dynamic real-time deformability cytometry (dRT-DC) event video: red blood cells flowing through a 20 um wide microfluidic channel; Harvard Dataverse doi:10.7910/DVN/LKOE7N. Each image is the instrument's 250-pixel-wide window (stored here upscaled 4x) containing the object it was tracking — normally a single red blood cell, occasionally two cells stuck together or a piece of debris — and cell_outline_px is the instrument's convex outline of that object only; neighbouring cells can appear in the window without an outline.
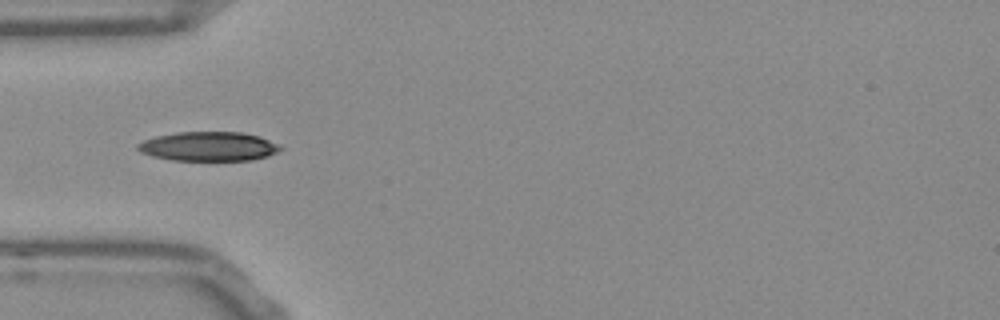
{"species": "Egyptian fruit bat (a non-hibernating species)", "species_latin": "Rousettus aegyptiacus", "temperature_condition": "room temperature", "stored_images_in_passage": 14, "camera_frame_rate_fps": 3000, "um_per_image_px": 0.085, "frame": {"image": 1, "passage_image": 3, "time_ms": 0.667, "image_size_px": [1000, 320], "cell_outline_px": [[284, 148], [268, 156], [252, 160], [172, 160], [152, 156], [140, 152], [136, 148], [136, 144], [144, 140], [156, 136], [176, 132], [244, 132], [260, 136], [280, 144]], "centroid_in_image_um": [17.75, 12.44], "position_along_channel_um": 67.3, "area_um2": 24.51}}